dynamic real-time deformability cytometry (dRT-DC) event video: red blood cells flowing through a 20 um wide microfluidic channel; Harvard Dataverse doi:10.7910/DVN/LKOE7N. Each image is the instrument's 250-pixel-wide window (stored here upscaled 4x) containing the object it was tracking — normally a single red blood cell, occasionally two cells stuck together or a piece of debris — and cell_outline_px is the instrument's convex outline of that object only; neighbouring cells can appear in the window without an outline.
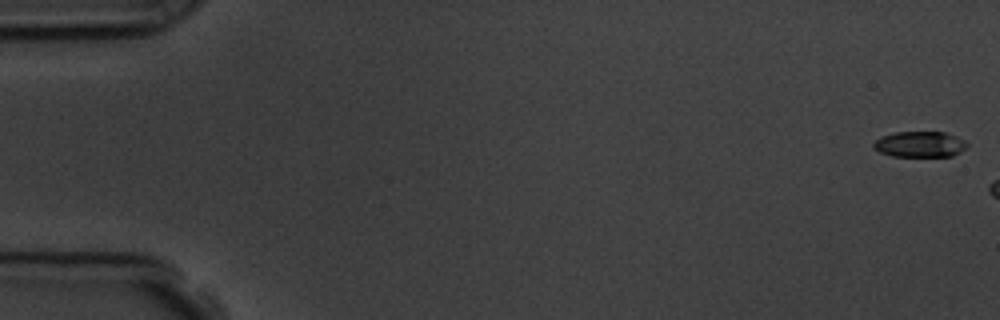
{"species": "common noctule bat (a hibernating species)", "species_latin": "Nyctalus noctula", "temperature_condition": "room temperature", "stored_images_in_passage": 7, "camera_frame_rate_fps": 3000, "um_per_image_px": 0.085, "animal": {"sex": "male", "body_mass_g": 19.5, "forearm_length_mm": 54.6}, "frame": {"image": 1, "passage_image": 1, "time_ms": 0.0, "image_size_px": [1000, 320], "cell_outline_px": [[968, 144], [960, 152], [952, 156], [892, 156], [880, 152], [872, 148], [872, 144], [876, 140], [884, 136], [896, 132], [944, 132], [956, 136], [964, 140]], "centroid_in_image_um": [78.18, 12.27], "position_along_channel_um": 6.8, "area_um2": 13.93}}